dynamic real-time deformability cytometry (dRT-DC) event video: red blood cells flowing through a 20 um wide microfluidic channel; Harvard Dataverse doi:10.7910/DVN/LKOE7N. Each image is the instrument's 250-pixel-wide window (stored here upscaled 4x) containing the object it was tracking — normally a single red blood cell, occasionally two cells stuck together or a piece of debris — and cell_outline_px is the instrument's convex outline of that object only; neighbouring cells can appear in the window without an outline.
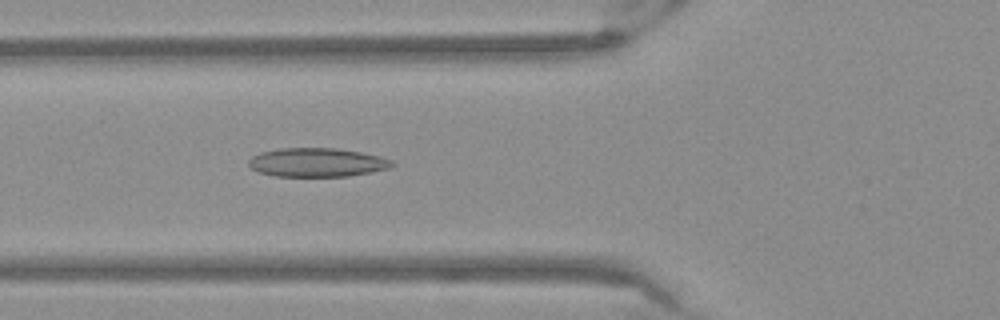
{"species": "Egyptian fruit bat (a non-hibernating species)", "species_latin": "Rousettus aegyptiacus", "temperature_condition": "warm", "stored_images_in_passage": 51, "camera_frame_rate_fps": 3000, "um_per_image_px": 0.085, "frame": {"image": 1, "passage_image": 18, "time_ms": 5.667, "image_size_px": [1000, 320], "cell_outline_px": [[396, 164], [388, 168], [372, 172], [348, 176], [272, 176], [260, 172], [252, 168], [248, 164], [248, 160], [252, 156], [260, 152], [280, 148], [336, 148], [360, 152], [380, 156], [392, 160]], "centroid_in_image_um": [26.95, 13.8], "position_along_channel_um": 98.9, "area_um2": 24.1}}
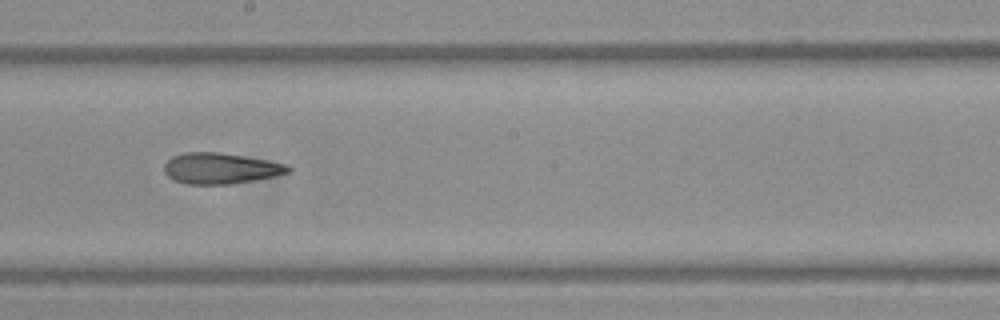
{"frame": {"image": 2, "passage_image": 28, "time_ms": 9.0, "image_size_px": [1000, 320], "cell_outline_px": [[292, 168], [288, 172], [276, 176], [228, 184], [184, 184], [168, 176], [164, 172], [164, 164], [172, 156], [184, 152], [220, 152], [268, 160], [284, 164]], "centroid_in_image_um": [18.71, 14.3], "position_along_channel_um": 229.5, "area_um2": 22.2}}
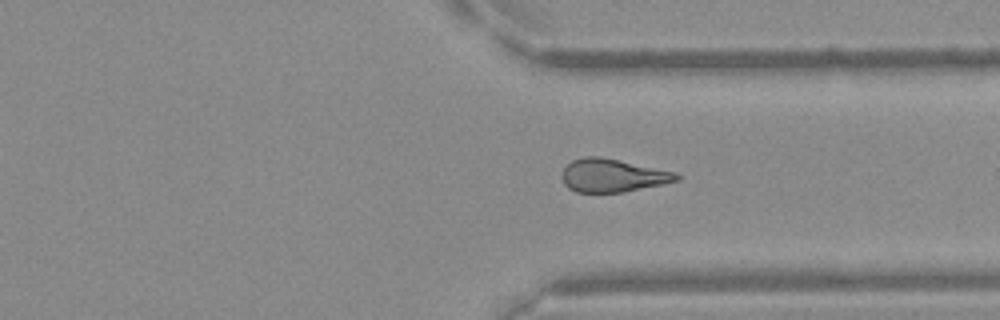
{"frame": {"image": 3, "passage_image": 38, "time_ms": 12.333, "image_size_px": [1000, 320], "cell_outline_px": [[680, 180], [624, 192], [576, 192], [568, 188], [564, 184], [560, 176], [564, 168], [572, 160], [584, 156], [600, 156], [676, 172], [680, 176]], "centroid_in_image_um": [52.04, 14.91], "position_along_channel_um": 359.4, "area_um2": 22.14}}